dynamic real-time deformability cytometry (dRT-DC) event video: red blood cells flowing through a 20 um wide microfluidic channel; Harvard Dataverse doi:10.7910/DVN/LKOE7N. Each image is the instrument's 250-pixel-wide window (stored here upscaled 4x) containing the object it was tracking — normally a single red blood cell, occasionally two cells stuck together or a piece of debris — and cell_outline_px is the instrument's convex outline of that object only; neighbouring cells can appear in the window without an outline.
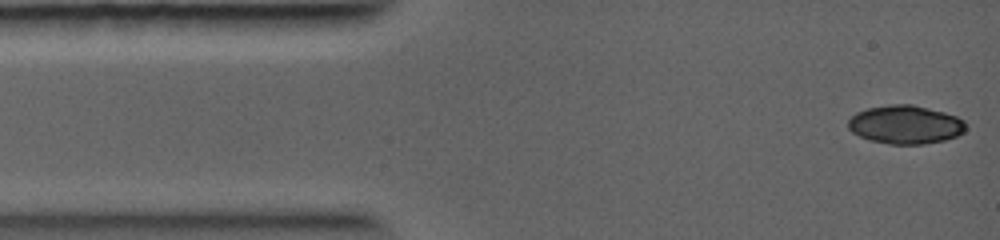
{"species": "common noctule bat (a hibernating species)", "species_latin": "Nyctalus noctula", "temperature_condition": "warm", "stored_images_in_passage": 9, "camera_frame_rate_fps": 5000, "um_per_image_px": 0.085, "animal": {"sex": "female", "body_mass_g": 19.0, "forearm_length_mm": 56.7}, "frame": {"image": 1, "passage_image": 1, "time_ms": 0.0, "image_size_px": [1000, 240], "cell_outline_px": [[964, 132], [956, 136], [944, 140], [924, 144], [888, 144], [868, 140], [852, 132], [848, 128], [848, 120], [856, 112], [868, 108], [892, 104], [912, 104], [944, 112], [956, 116], [964, 120]], "centroid_in_image_um": [76.93, 10.59], "position_along_channel_um": 8.1, "area_um2": 26.36}}